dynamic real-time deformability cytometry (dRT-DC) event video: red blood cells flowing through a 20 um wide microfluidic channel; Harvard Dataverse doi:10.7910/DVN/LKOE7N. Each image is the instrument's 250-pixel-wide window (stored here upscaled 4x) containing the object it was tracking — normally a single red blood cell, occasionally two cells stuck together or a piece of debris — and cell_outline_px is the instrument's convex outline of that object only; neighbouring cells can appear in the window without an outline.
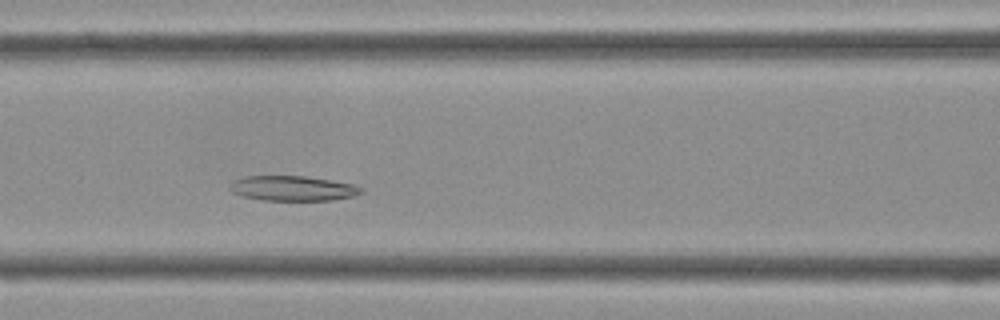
{"species": "Egyptian fruit bat (a non-hibernating species)", "species_latin": "Rousettus aegyptiacus", "temperature_condition": "cold", "stored_images_in_passage": 37, "camera_frame_rate_fps": 3000, "um_per_image_px": 0.085, "frame": {"image": 1, "passage_image": 12, "time_ms": 3.667, "image_size_px": [1000, 320], "cell_outline_px": [[364, 192], [352, 196], [332, 200], [260, 200], [244, 196], [232, 192], [228, 188], [228, 184], [232, 180], [244, 176], [304, 176], [332, 180], [352, 184], [364, 188]], "centroid_in_image_um": [24.85, 16.0], "position_along_channel_um": 141.8, "area_um2": 19.25}}
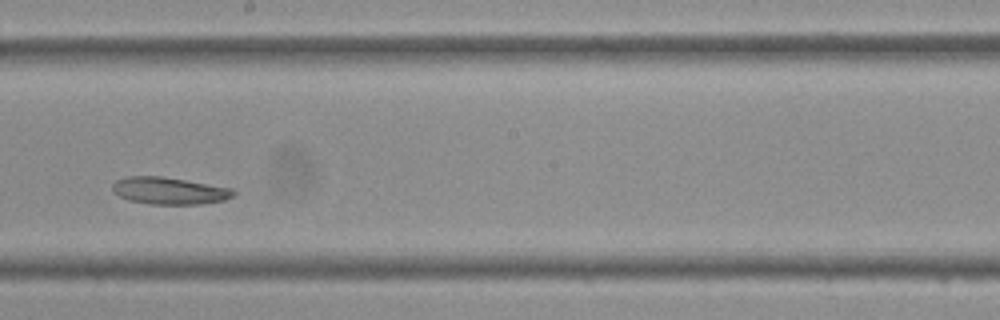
{"frame": {"image": 2, "passage_image": 18, "time_ms": 5.667, "image_size_px": [1000, 320], "cell_outline_px": [[236, 192], [232, 196], [224, 200], [200, 204], [148, 204], [128, 200], [112, 192], [112, 184], [116, 180], [128, 176], [160, 176], [232, 188]], "centroid_in_image_um": [14.35, 16.22], "position_along_channel_um": 233.9, "area_um2": 19.02}}
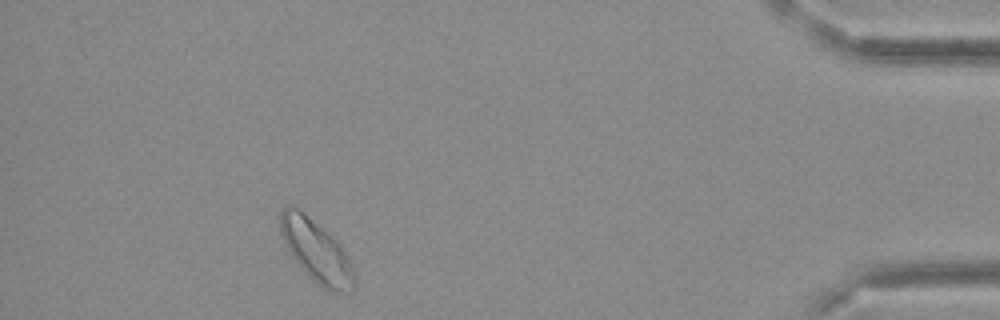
{"frame": {"image": 3, "passage_image": 33, "time_ms": 10.667, "image_size_px": [1000, 320], "cell_outline_px": [[356, 280], [352, 292], [336, 292], [324, 288], [292, 256], [280, 232], [280, 208], [288, 204], [296, 208], [328, 232], [348, 256], [356, 272]], "centroid_in_image_um": [26.92, 21.33], "position_along_channel_um": 408.3, "area_um2": 26.01}}